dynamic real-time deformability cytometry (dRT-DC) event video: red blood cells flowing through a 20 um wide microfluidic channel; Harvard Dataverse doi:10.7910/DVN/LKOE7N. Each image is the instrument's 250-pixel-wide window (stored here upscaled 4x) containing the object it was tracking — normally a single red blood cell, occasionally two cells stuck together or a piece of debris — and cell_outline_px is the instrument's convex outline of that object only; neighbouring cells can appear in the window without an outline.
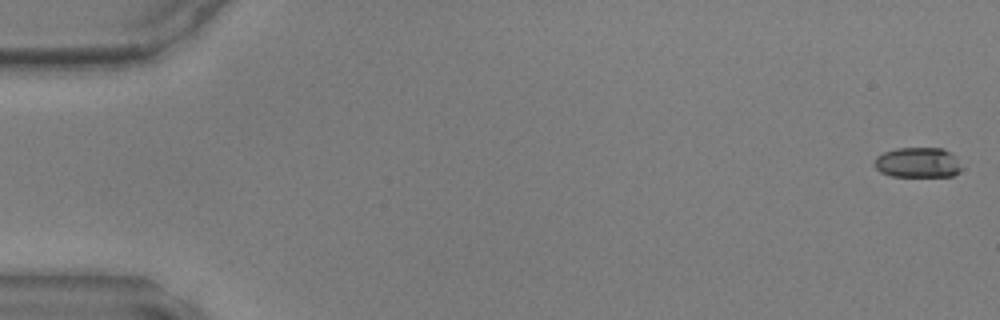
{"species": "common noctule bat (a hibernating species)", "species_latin": "Nyctalus noctula", "temperature_condition": "warm", "stored_images_in_passage": 49, "camera_frame_rate_fps": 3000, "um_per_image_px": 0.085, "animal": {"sex": "male", "body_mass_g": 17.9, "forearm_length_mm": 54.2}, "frame": {"image": 1, "passage_image": 1, "time_ms": 0.0, "image_size_px": [1000, 320], "cell_outline_px": [[960, 172], [952, 176], [892, 176], [880, 172], [872, 164], [876, 156], [884, 152], [896, 148], [940, 148], [952, 152], [956, 156], [960, 168]], "centroid_in_image_um": [77.98, 13.81], "position_along_channel_um": 7.0, "area_um2": 15.43}}
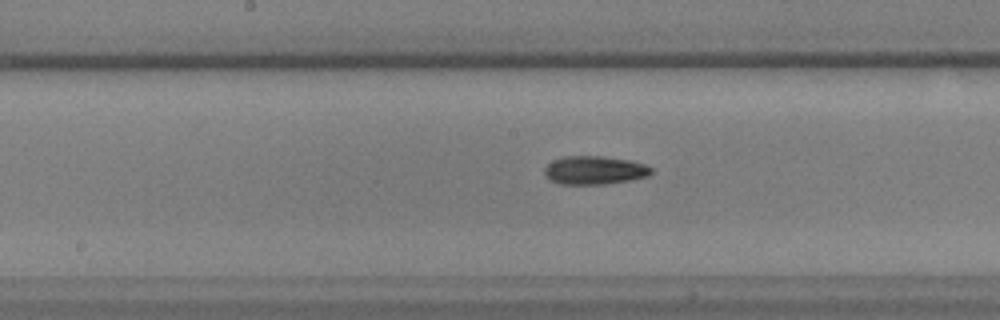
{"frame": {"image": 2, "passage_image": 25, "time_ms": 8.0, "image_size_px": [1000, 320], "cell_outline_px": [[652, 172], [648, 176], [628, 180], [604, 184], [560, 184], [548, 180], [544, 176], [544, 168], [552, 160], [564, 156], [600, 156], [632, 160], [644, 164], [652, 168]], "centroid_in_image_um": [50.49, 14.46], "position_along_channel_um": 197.7, "area_um2": 17.8}}
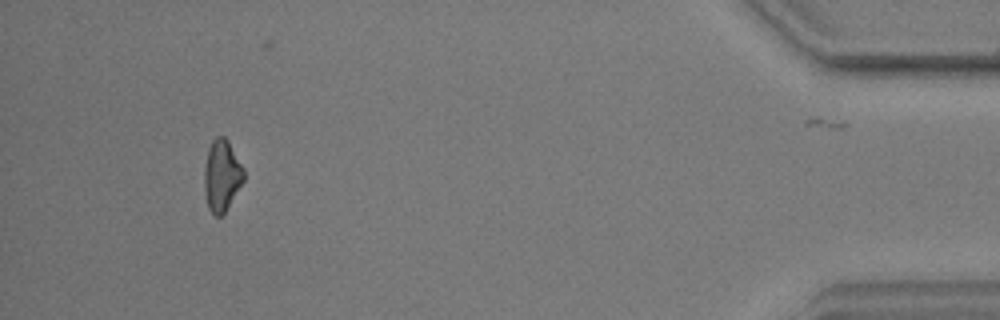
{"frame": {"image": 3, "passage_image": 45, "time_ms": 14.667, "image_size_px": [1000, 320], "cell_outline_px": [[244, 180], [224, 212], [220, 216], [216, 216], [208, 208], [204, 192], [204, 168], [208, 148], [212, 140], [216, 136], [224, 136], [228, 140], [244, 168]], "centroid_in_image_um": [18.84, 14.88], "position_along_channel_um": 416.4, "area_um2": 16.42}}